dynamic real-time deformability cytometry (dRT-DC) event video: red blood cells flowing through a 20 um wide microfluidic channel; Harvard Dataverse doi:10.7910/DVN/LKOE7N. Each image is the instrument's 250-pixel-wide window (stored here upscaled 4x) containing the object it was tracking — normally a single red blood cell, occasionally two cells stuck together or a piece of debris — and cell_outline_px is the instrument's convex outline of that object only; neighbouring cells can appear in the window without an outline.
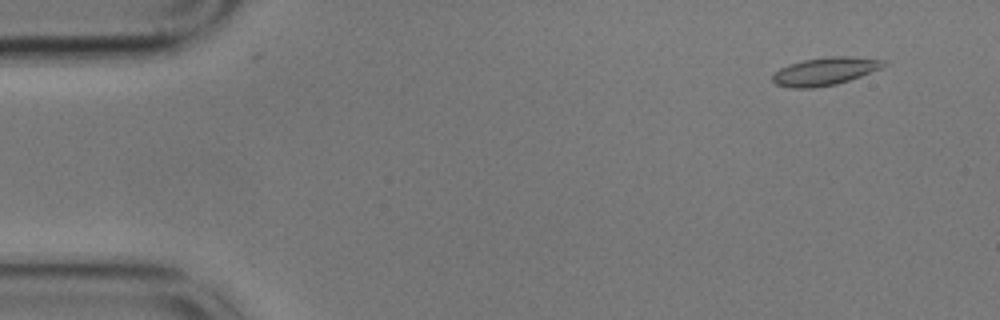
{"species": "common noctule bat (a hibernating species)", "species_latin": "Nyctalus noctula", "temperature_condition": "cold", "stored_images_in_passage": 57, "camera_frame_rate_fps": 3000, "um_per_image_px": 0.085, "animal": {"sex": "male", "body_mass_g": 17.9}, "frame": {"image": 1, "passage_image": 5, "time_ms": 1.333, "image_size_px": [1000, 320], "cell_outline_px": [[888, 64], [880, 68], [860, 76], [836, 84], [812, 88], [792, 88], [776, 84], [772, 80], [772, 76], [780, 68], [804, 60], [832, 56], [848, 56], [888, 60]], "centroid_in_image_um": [70.16, 6.06], "position_along_channel_um": 14.8, "area_um2": 17.8}}
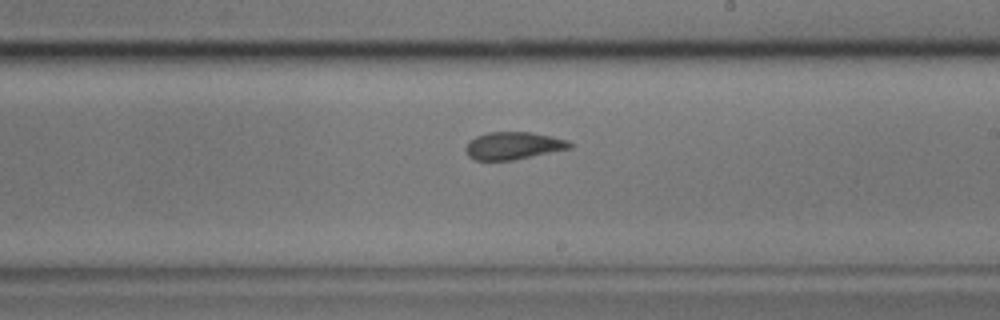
{"frame": {"image": 2, "passage_image": 33, "time_ms": 10.667, "image_size_px": [1000, 320], "cell_outline_px": [[572, 148], [512, 160], [476, 160], [468, 156], [464, 148], [476, 136], [488, 132], [532, 132], [552, 136], [568, 140], [572, 144]], "centroid_in_image_um": [43.65, 12.38], "position_along_channel_um": 245.4, "area_um2": 16.59}}
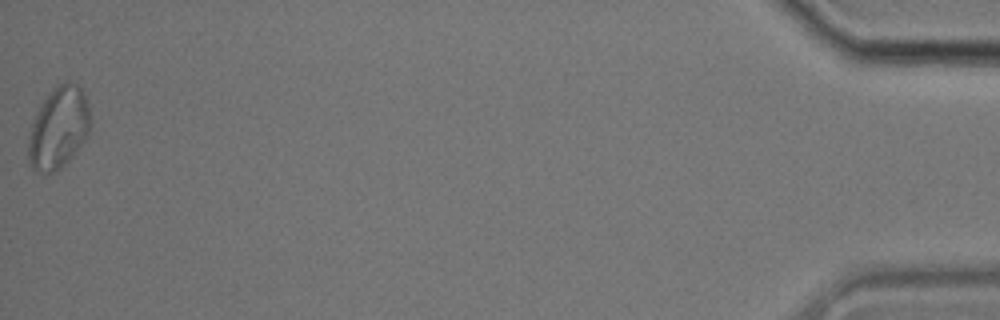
{"frame": {"image": 3, "passage_image": 57, "time_ms": 18.667, "image_size_px": [1000, 320], "cell_outline_px": [[88, 132], [84, 140], [72, 156], [60, 168], [52, 172], [36, 172], [32, 168], [28, 160], [28, 136], [32, 124], [48, 92], [64, 80], [68, 80], [76, 84], [80, 88], [84, 96], [88, 108]], "centroid_in_image_um": [4.94, 10.87], "position_along_channel_um": 430.3, "area_um2": 28.84}, "authors_computed_cell_mechanics": {"area_um2": 17.5712, "velocity_mm_per_s": 3.5228, "shape_relaxation_time_tau1_ms": null, "shape_relaxation_time_tau2_ms": 2.2849, "deformation_change_tau1": null, "deformation_change_tau2": 0.0722}}